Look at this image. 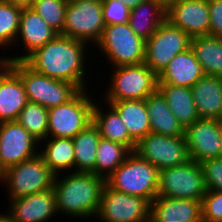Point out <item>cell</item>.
<instances>
[{
    "label": "cell",
    "instance_id": "cell-1",
    "mask_svg": "<svg viewBox=\"0 0 222 222\" xmlns=\"http://www.w3.org/2000/svg\"><path fill=\"white\" fill-rule=\"evenodd\" d=\"M88 45L83 41L57 34L43 47L30 54L24 62L37 73L73 83L80 90L88 89L87 86L90 85L86 78L89 74L87 76L85 58L89 56L87 54L94 52H87L91 47Z\"/></svg>",
    "mask_w": 222,
    "mask_h": 222
},
{
    "label": "cell",
    "instance_id": "cell-2",
    "mask_svg": "<svg viewBox=\"0 0 222 222\" xmlns=\"http://www.w3.org/2000/svg\"><path fill=\"white\" fill-rule=\"evenodd\" d=\"M65 175H55L53 182L58 215L94 221L106 180L93 173L66 172Z\"/></svg>",
    "mask_w": 222,
    "mask_h": 222
},
{
    "label": "cell",
    "instance_id": "cell-3",
    "mask_svg": "<svg viewBox=\"0 0 222 222\" xmlns=\"http://www.w3.org/2000/svg\"><path fill=\"white\" fill-rule=\"evenodd\" d=\"M106 184L115 191L144 198L151 203L158 194L159 170L131 152L106 179Z\"/></svg>",
    "mask_w": 222,
    "mask_h": 222
},
{
    "label": "cell",
    "instance_id": "cell-4",
    "mask_svg": "<svg viewBox=\"0 0 222 222\" xmlns=\"http://www.w3.org/2000/svg\"><path fill=\"white\" fill-rule=\"evenodd\" d=\"M111 69L106 94L100 96L104 102L145 100L158 89V76L144 62Z\"/></svg>",
    "mask_w": 222,
    "mask_h": 222
},
{
    "label": "cell",
    "instance_id": "cell-5",
    "mask_svg": "<svg viewBox=\"0 0 222 222\" xmlns=\"http://www.w3.org/2000/svg\"><path fill=\"white\" fill-rule=\"evenodd\" d=\"M94 46L100 51V57L105 55L108 66L112 65L110 68L145 61L146 41L135 34L129 22L105 26L100 40Z\"/></svg>",
    "mask_w": 222,
    "mask_h": 222
},
{
    "label": "cell",
    "instance_id": "cell-6",
    "mask_svg": "<svg viewBox=\"0 0 222 222\" xmlns=\"http://www.w3.org/2000/svg\"><path fill=\"white\" fill-rule=\"evenodd\" d=\"M7 65L21 78L28 101L46 109L67 103L80 91L73 83L37 73L24 61L7 62Z\"/></svg>",
    "mask_w": 222,
    "mask_h": 222
},
{
    "label": "cell",
    "instance_id": "cell-7",
    "mask_svg": "<svg viewBox=\"0 0 222 222\" xmlns=\"http://www.w3.org/2000/svg\"><path fill=\"white\" fill-rule=\"evenodd\" d=\"M54 178L55 174L38 153L30 159L7 168L0 183L6 186L7 199H17L53 189Z\"/></svg>",
    "mask_w": 222,
    "mask_h": 222
},
{
    "label": "cell",
    "instance_id": "cell-8",
    "mask_svg": "<svg viewBox=\"0 0 222 222\" xmlns=\"http://www.w3.org/2000/svg\"><path fill=\"white\" fill-rule=\"evenodd\" d=\"M80 90L67 103L48 109V136L74 138L92 123V112L96 96ZM93 99V100H92Z\"/></svg>",
    "mask_w": 222,
    "mask_h": 222
},
{
    "label": "cell",
    "instance_id": "cell-9",
    "mask_svg": "<svg viewBox=\"0 0 222 222\" xmlns=\"http://www.w3.org/2000/svg\"><path fill=\"white\" fill-rule=\"evenodd\" d=\"M207 188L200 163H187L159 170L157 196L201 201Z\"/></svg>",
    "mask_w": 222,
    "mask_h": 222
},
{
    "label": "cell",
    "instance_id": "cell-10",
    "mask_svg": "<svg viewBox=\"0 0 222 222\" xmlns=\"http://www.w3.org/2000/svg\"><path fill=\"white\" fill-rule=\"evenodd\" d=\"M104 28L101 2L85 0L67 3L61 35L94 47V44L100 40Z\"/></svg>",
    "mask_w": 222,
    "mask_h": 222
},
{
    "label": "cell",
    "instance_id": "cell-11",
    "mask_svg": "<svg viewBox=\"0 0 222 222\" xmlns=\"http://www.w3.org/2000/svg\"><path fill=\"white\" fill-rule=\"evenodd\" d=\"M191 39L165 20L146 41L144 63L158 76L174 56L191 47Z\"/></svg>",
    "mask_w": 222,
    "mask_h": 222
},
{
    "label": "cell",
    "instance_id": "cell-12",
    "mask_svg": "<svg viewBox=\"0 0 222 222\" xmlns=\"http://www.w3.org/2000/svg\"><path fill=\"white\" fill-rule=\"evenodd\" d=\"M134 152L158 170L190 160L185 135L172 137L150 132L136 143Z\"/></svg>",
    "mask_w": 222,
    "mask_h": 222
},
{
    "label": "cell",
    "instance_id": "cell-13",
    "mask_svg": "<svg viewBox=\"0 0 222 222\" xmlns=\"http://www.w3.org/2000/svg\"><path fill=\"white\" fill-rule=\"evenodd\" d=\"M151 203L113 190L107 184L102 190L96 219L99 222H150Z\"/></svg>",
    "mask_w": 222,
    "mask_h": 222
},
{
    "label": "cell",
    "instance_id": "cell-14",
    "mask_svg": "<svg viewBox=\"0 0 222 222\" xmlns=\"http://www.w3.org/2000/svg\"><path fill=\"white\" fill-rule=\"evenodd\" d=\"M38 148L39 142L17 121L0 123V167L3 171L36 156Z\"/></svg>",
    "mask_w": 222,
    "mask_h": 222
},
{
    "label": "cell",
    "instance_id": "cell-15",
    "mask_svg": "<svg viewBox=\"0 0 222 222\" xmlns=\"http://www.w3.org/2000/svg\"><path fill=\"white\" fill-rule=\"evenodd\" d=\"M190 160L201 163L220 157L222 121L199 118L184 131Z\"/></svg>",
    "mask_w": 222,
    "mask_h": 222
},
{
    "label": "cell",
    "instance_id": "cell-16",
    "mask_svg": "<svg viewBox=\"0 0 222 222\" xmlns=\"http://www.w3.org/2000/svg\"><path fill=\"white\" fill-rule=\"evenodd\" d=\"M166 20L186 32L191 38L209 35L208 0H173L166 9Z\"/></svg>",
    "mask_w": 222,
    "mask_h": 222
},
{
    "label": "cell",
    "instance_id": "cell-17",
    "mask_svg": "<svg viewBox=\"0 0 222 222\" xmlns=\"http://www.w3.org/2000/svg\"><path fill=\"white\" fill-rule=\"evenodd\" d=\"M57 34L58 33L50 27L39 14L30 8L22 9L19 31L13 46H16L17 49V45H21L22 50L19 52L22 53L23 50L24 52L22 54L18 53V56H6L7 62L24 61L36 49L43 47Z\"/></svg>",
    "mask_w": 222,
    "mask_h": 222
},
{
    "label": "cell",
    "instance_id": "cell-18",
    "mask_svg": "<svg viewBox=\"0 0 222 222\" xmlns=\"http://www.w3.org/2000/svg\"><path fill=\"white\" fill-rule=\"evenodd\" d=\"M8 201L5 213L14 222H50L58 215L53 189Z\"/></svg>",
    "mask_w": 222,
    "mask_h": 222
},
{
    "label": "cell",
    "instance_id": "cell-19",
    "mask_svg": "<svg viewBox=\"0 0 222 222\" xmlns=\"http://www.w3.org/2000/svg\"><path fill=\"white\" fill-rule=\"evenodd\" d=\"M150 222H202L201 201L156 196L151 202Z\"/></svg>",
    "mask_w": 222,
    "mask_h": 222
},
{
    "label": "cell",
    "instance_id": "cell-20",
    "mask_svg": "<svg viewBox=\"0 0 222 222\" xmlns=\"http://www.w3.org/2000/svg\"><path fill=\"white\" fill-rule=\"evenodd\" d=\"M27 102L21 78L6 64L0 71V123L16 121Z\"/></svg>",
    "mask_w": 222,
    "mask_h": 222
},
{
    "label": "cell",
    "instance_id": "cell-21",
    "mask_svg": "<svg viewBox=\"0 0 222 222\" xmlns=\"http://www.w3.org/2000/svg\"><path fill=\"white\" fill-rule=\"evenodd\" d=\"M204 75L201 64L190 47L170 60L165 69L158 75V84L191 88Z\"/></svg>",
    "mask_w": 222,
    "mask_h": 222
},
{
    "label": "cell",
    "instance_id": "cell-22",
    "mask_svg": "<svg viewBox=\"0 0 222 222\" xmlns=\"http://www.w3.org/2000/svg\"><path fill=\"white\" fill-rule=\"evenodd\" d=\"M191 91L200 118L222 121V76L204 75Z\"/></svg>",
    "mask_w": 222,
    "mask_h": 222
},
{
    "label": "cell",
    "instance_id": "cell-23",
    "mask_svg": "<svg viewBox=\"0 0 222 222\" xmlns=\"http://www.w3.org/2000/svg\"><path fill=\"white\" fill-rule=\"evenodd\" d=\"M96 100L92 112V122L98 128L101 138L123 144L134 152L136 142L130 137L118 112L102 99L96 97ZM102 106L107 107L106 110Z\"/></svg>",
    "mask_w": 222,
    "mask_h": 222
},
{
    "label": "cell",
    "instance_id": "cell-24",
    "mask_svg": "<svg viewBox=\"0 0 222 222\" xmlns=\"http://www.w3.org/2000/svg\"><path fill=\"white\" fill-rule=\"evenodd\" d=\"M152 133L165 136H184L185 129L171 112L166 99L157 89L145 99Z\"/></svg>",
    "mask_w": 222,
    "mask_h": 222
},
{
    "label": "cell",
    "instance_id": "cell-25",
    "mask_svg": "<svg viewBox=\"0 0 222 222\" xmlns=\"http://www.w3.org/2000/svg\"><path fill=\"white\" fill-rule=\"evenodd\" d=\"M39 147H41L39 154L55 175L60 172L64 174L69 171L74 172L75 155L72 138L47 137L39 143Z\"/></svg>",
    "mask_w": 222,
    "mask_h": 222
},
{
    "label": "cell",
    "instance_id": "cell-26",
    "mask_svg": "<svg viewBox=\"0 0 222 222\" xmlns=\"http://www.w3.org/2000/svg\"><path fill=\"white\" fill-rule=\"evenodd\" d=\"M119 114L130 137L137 143L151 132L145 100L106 102Z\"/></svg>",
    "mask_w": 222,
    "mask_h": 222
},
{
    "label": "cell",
    "instance_id": "cell-27",
    "mask_svg": "<svg viewBox=\"0 0 222 222\" xmlns=\"http://www.w3.org/2000/svg\"><path fill=\"white\" fill-rule=\"evenodd\" d=\"M158 90L184 129L200 118L193 101L191 88L158 84Z\"/></svg>",
    "mask_w": 222,
    "mask_h": 222
},
{
    "label": "cell",
    "instance_id": "cell-28",
    "mask_svg": "<svg viewBox=\"0 0 222 222\" xmlns=\"http://www.w3.org/2000/svg\"><path fill=\"white\" fill-rule=\"evenodd\" d=\"M166 20V9L153 1H144L130 10L129 24L135 34L145 41Z\"/></svg>",
    "mask_w": 222,
    "mask_h": 222
},
{
    "label": "cell",
    "instance_id": "cell-29",
    "mask_svg": "<svg viewBox=\"0 0 222 222\" xmlns=\"http://www.w3.org/2000/svg\"><path fill=\"white\" fill-rule=\"evenodd\" d=\"M100 138L99 130L93 122L72 138L75 155L74 172L92 173L94 171Z\"/></svg>",
    "mask_w": 222,
    "mask_h": 222
},
{
    "label": "cell",
    "instance_id": "cell-30",
    "mask_svg": "<svg viewBox=\"0 0 222 222\" xmlns=\"http://www.w3.org/2000/svg\"><path fill=\"white\" fill-rule=\"evenodd\" d=\"M191 49L205 75L222 76V38L210 35L195 36Z\"/></svg>",
    "mask_w": 222,
    "mask_h": 222
},
{
    "label": "cell",
    "instance_id": "cell-31",
    "mask_svg": "<svg viewBox=\"0 0 222 222\" xmlns=\"http://www.w3.org/2000/svg\"><path fill=\"white\" fill-rule=\"evenodd\" d=\"M94 175L105 180L121 165L131 151L123 144L100 138L96 151Z\"/></svg>",
    "mask_w": 222,
    "mask_h": 222
},
{
    "label": "cell",
    "instance_id": "cell-32",
    "mask_svg": "<svg viewBox=\"0 0 222 222\" xmlns=\"http://www.w3.org/2000/svg\"><path fill=\"white\" fill-rule=\"evenodd\" d=\"M39 143L48 136V109L42 105L28 101L20 111L16 120Z\"/></svg>",
    "mask_w": 222,
    "mask_h": 222
},
{
    "label": "cell",
    "instance_id": "cell-33",
    "mask_svg": "<svg viewBox=\"0 0 222 222\" xmlns=\"http://www.w3.org/2000/svg\"><path fill=\"white\" fill-rule=\"evenodd\" d=\"M21 12V8L6 0H0V47L2 49L14 48Z\"/></svg>",
    "mask_w": 222,
    "mask_h": 222
},
{
    "label": "cell",
    "instance_id": "cell-34",
    "mask_svg": "<svg viewBox=\"0 0 222 222\" xmlns=\"http://www.w3.org/2000/svg\"><path fill=\"white\" fill-rule=\"evenodd\" d=\"M66 7L67 2L65 0H35L30 9L39 14L58 34H61Z\"/></svg>",
    "mask_w": 222,
    "mask_h": 222
},
{
    "label": "cell",
    "instance_id": "cell-35",
    "mask_svg": "<svg viewBox=\"0 0 222 222\" xmlns=\"http://www.w3.org/2000/svg\"><path fill=\"white\" fill-rule=\"evenodd\" d=\"M202 221L222 222V191L207 190L201 200Z\"/></svg>",
    "mask_w": 222,
    "mask_h": 222
},
{
    "label": "cell",
    "instance_id": "cell-36",
    "mask_svg": "<svg viewBox=\"0 0 222 222\" xmlns=\"http://www.w3.org/2000/svg\"><path fill=\"white\" fill-rule=\"evenodd\" d=\"M102 12L105 26L129 22L130 8L120 0H102Z\"/></svg>",
    "mask_w": 222,
    "mask_h": 222
},
{
    "label": "cell",
    "instance_id": "cell-37",
    "mask_svg": "<svg viewBox=\"0 0 222 222\" xmlns=\"http://www.w3.org/2000/svg\"><path fill=\"white\" fill-rule=\"evenodd\" d=\"M200 165L207 190L222 191V158L207 159Z\"/></svg>",
    "mask_w": 222,
    "mask_h": 222
},
{
    "label": "cell",
    "instance_id": "cell-38",
    "mask_svg": "<svg viewBox=\"0 0 222 222\" xmlns=\"http://www.w3.org/2000/svg\"><path fill=\"white\" fill-rule=\"evenodd\" d=\"M210 11L209 35L222 38V0H208Z\"/></svg>",
    "mask_w": 222,
    "mask_h": 222
},
{
    "label": "cell",
    "instance_id": "cell-39",
    "mask_svg": "<svg viewBox=\"0 0 222 222\" xmlns=\"http://www.w3.org/2000/svg\"><path fill=\"white\" fill-rule=\"evenodd\" d=\"M21 9L31 8L35 0H6Z\"/></svg>",
    "mask_w": 222,
    "mask_h": 222
},
{
    "label": "cell",
    "instance_id": "cell-40",
    "mask_svg": "<svg viewBox=\"0 0 222 222\" xmlns=\"http://www.w3.org/2000/svg\"><path fill=\"white\" fill-rule=\"evenodd\" d=\"M120 1L123 2L128 8L133 9L146 0H120Z\"/></svg>",
    "mask_w": 222,
    "mask_h": 222
},
{
    "label": "cell",
    "instance_id": "cell-41",
    "mask_svg": "<svg viewBox=\"0 0 222 222\" xmlns=\"http://www.w3.org/2000/svg\"><path fill=\"white\" fill-rule=\"evenodd\" d=\"M148 1L156 2L160 4L162 7H164L165 9H167L173 0H148Z\"/></svg>",
    "mask_w": 222,
    "mask_h": 222
},
{
    "label": "cell",
    "instance_id": "cell-42",
    "mask_svg": "<svg viewBox=\"0 0 222 222\" xmlns=\"http://www.w3.org/2000/svg\"><path fill=\"white\" fill-rule=\"evenodd\" d=\"M0 222H14L6 213L0 212Z\"/></svg>",
    "mask_w": 222,
    "mask_h": 222
},
{
    "label": "cell",
    "instance_id": "cell-43",
    "mask_svg": "<svg viewBox=\"0 0 222 222\" xmlns=\"http://www.w3.org/2000/svg\"><path fill=\"white\" fill-rule=\"evenodd\" d=\"M7 64V60L5 56H0V71L5 67Z\"/></svg>",
    "mask_w": 222,
    "mask_h": 222
},
{
    "label": "cell",
    "instance_id": "cell-44",
    "mask_svg": "<svg viewBox=\"0 0 222 222\" xmlns=\"http://www.w3.org/2000/svg\"><path fill=\"white\" fill-rule=\"evenodd\" d=\"M67 3H74V2H79V1H85V0H65ZM90 1H98L102 2V0H90Z\"/></svg>",
    "mask_w": 222,
    "mask_h": 222
},
{
    "label": "cell",
    "instance_id": "cell-45",
    "mask_svg": "<svg viewBox=\"0 0 222 222\" xmlns=\"http://www.w3.org/2000/svg\"><path fill=\"white\" fill-rule=\"evenodd\" d=\"M3 173H4V171H3V170L1 169V167H0V181H1V179H2Z\"/></svg>",
    "mask_w": 222,
    "mask_h": 222
},
{
    "label": "cell",
    "instance_id": "cell-46",
    "mask_svg": "<svg viewBox=\"0 0 222 222\" xmlns=\"http://www.w3.org/2000/svg\"><path fill=\"white\" fill-rule=\"evenodd\" d=\"M221 152H220V157L222 158V136H221Z\"/></svg>",
    "mask_w": 222,
    "mask_h": 222
}]
</instances>
